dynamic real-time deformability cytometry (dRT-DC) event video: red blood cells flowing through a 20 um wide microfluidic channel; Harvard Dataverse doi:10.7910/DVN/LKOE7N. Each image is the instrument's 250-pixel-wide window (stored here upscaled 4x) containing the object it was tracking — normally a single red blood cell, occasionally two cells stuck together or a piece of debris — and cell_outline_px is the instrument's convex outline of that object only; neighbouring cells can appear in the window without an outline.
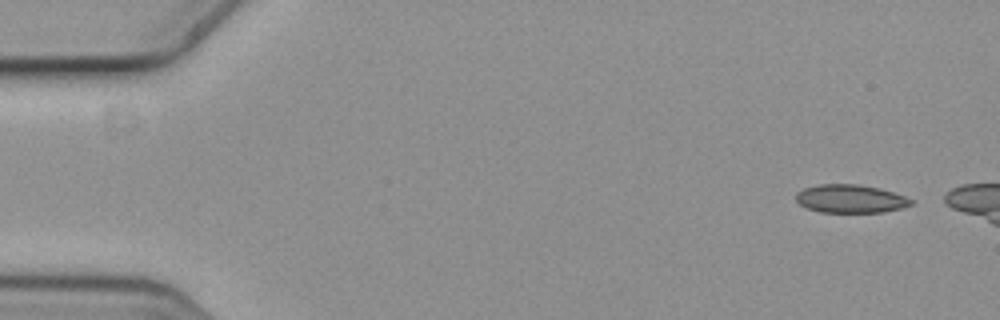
{"species": "common noctule bat (a hibernating species)", "species_latin": "Nyctalus noctula", "temperature_condition": "cold", "stored_images_in_passage": 2, "camera_frame_rate_fps": 3000, "um_per_image_px": 0.085, "animal": {"sex": "female", "body_mass_g": 19.3, "forearm_length_mm": 54.1}, "frame": {"image": 1, "passage_image": 1, "time_ms": 0.0, "image_size_px": [1000, 320], "cell_outline_px": [[916, 200], [912, 204], [900, 208], [884, 212], [820, 212], [808, 208], [800, 204], [796, 200], [796, 192], [804, 188], [820, 184], [856, 184], [876, 188], [892, 192]], "centroid_in_image_um": [72.28, 16.9], "position_along_channel_um": 12.7, "area_um2": 18.79}}